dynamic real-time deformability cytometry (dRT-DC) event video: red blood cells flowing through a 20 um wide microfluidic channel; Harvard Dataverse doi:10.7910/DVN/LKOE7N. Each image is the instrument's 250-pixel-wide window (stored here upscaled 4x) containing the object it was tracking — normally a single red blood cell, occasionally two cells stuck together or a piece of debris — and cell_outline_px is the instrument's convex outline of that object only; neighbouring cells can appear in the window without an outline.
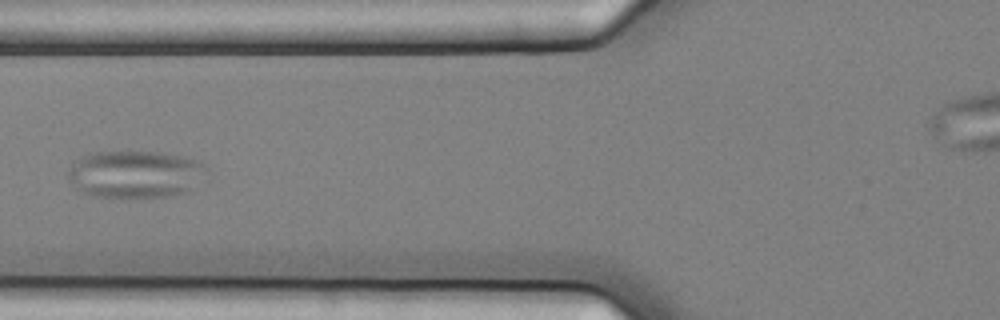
{"species": "common noctule bat (a hibernating species)", "species_latin": "Nyctalus noctula", "temperature_condition": "cold", "stored_images_in_passage": 3, "camera_frame_rate_fps": 3000, "um_per_image_px": 0.085, "animal": {"sex": "female", "body_mass_g": 25.1}, "frame": {"image": 1, "passage_image": 3, "time_ms": 0.667, "image_size_px": [1000, 320], "cell_outline_px": [[208, 168], [184, 192], [168, 196], [132, 200], [92, 196], [76, 188], [68, 180], [68, 172], [72, 164], [80, 156], [92, 152], [160, 152], [184, 156], [200, 160]], "centroid_in_image_um": [11.42, 14.82], "position_along_channel_um": 114.4, "area_um2": 38.61}}